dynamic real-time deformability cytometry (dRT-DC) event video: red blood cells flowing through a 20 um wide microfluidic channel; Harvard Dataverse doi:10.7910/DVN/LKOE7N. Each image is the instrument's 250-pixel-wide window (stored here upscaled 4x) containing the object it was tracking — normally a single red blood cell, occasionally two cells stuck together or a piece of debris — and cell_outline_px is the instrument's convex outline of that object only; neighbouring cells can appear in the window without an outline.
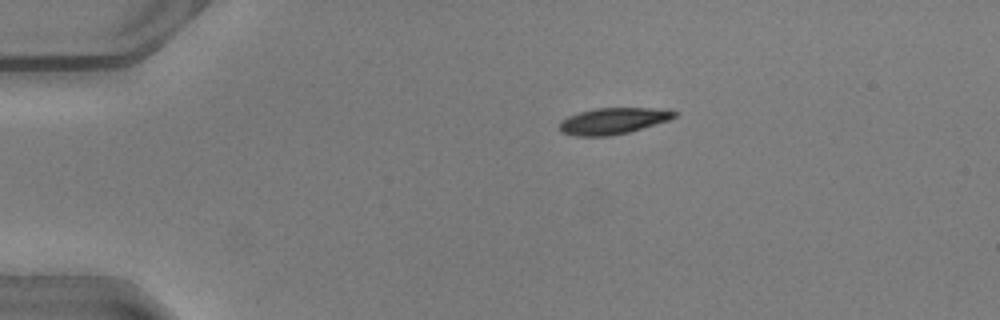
{"species": "common noctule bat (a hibernating species)", "species_latin": "Nyctalus noctula", "temperature_condition": "warm", "stored_images_in_passage": 41, "camera_frame_rate_fps": 3000, "um_per_image_px": 0.085, "animal": {"sex": "male", "body_mass_g": 20.5, "forearm_length_mm": 52.5}, "frame": {"image": 1, "passage_image": 1, "time_ms": 0.0, "image_size_px": [1000, 320], "cell_outline_px": [[680, 112], [676, 116], [668, 120], [628, 132], [608, 136], [576, 136], [560, 132], [560, 120], [568, 116], [580, 112], [596, 108], [660, 108]], "centroid_in_image_um": [52.11, 10.27], "position_along_channel_um": 32.9, "area_um2": 17.57}}
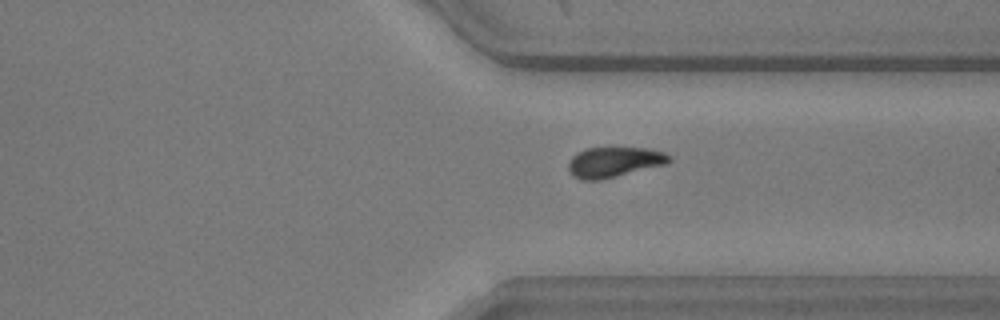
{"frame": {"image": 2, "passage_image": 29, "time_ms": 9.333, "image_size_px": [1000, 320], "cell_outline_px": [[672, 160], [668, 164], [600, 180], [580, 180], [572, 176], [568, 172], [568, 160], [576, 152], [584, 148], [648, 148], [664, 152], [672, 156]], "centroid_in_image_um": [52.18, 13.78], "position_along_channel_um": 359.2, "area_um2": 18.15}}
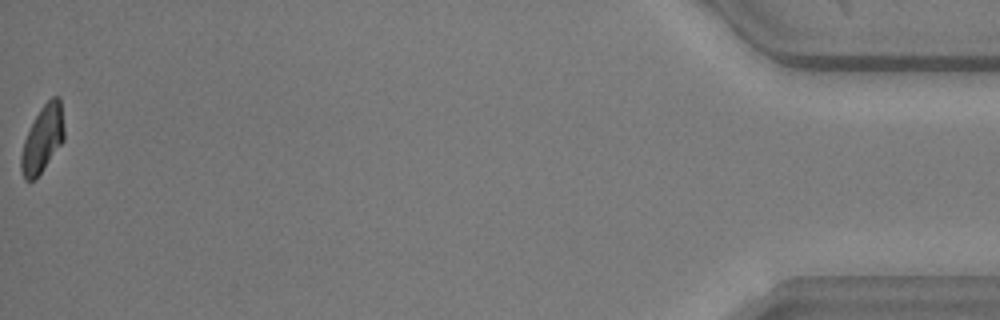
{"frame": {"image": 3, "passage_image": 41, "time_ms": 13.333, "image_size_px": [1000, 320], "cell_outline_px": [[64, 140], [40, 172], [32, 180], [24, 180], [20, 168], [20, 156], [24, 140], [40, 108], [52, 96], [60, 96], [64, 128]], "centroid_in_image_um": [3.62, 11.78], "position_along_channel_um": 431.6, "area_um2": 16.42}, "authors_computed_cell_mechanics": {"area_um2": 18.3804, "velocity_mm_per_s": 4.0962, "shape_relaxation_time_tau1_ms": 2.6054, "shape_relaxation_time_tau2_ms": null, "deformation_change_tau1": 0.1256, "deformation_change_tau2": null}}